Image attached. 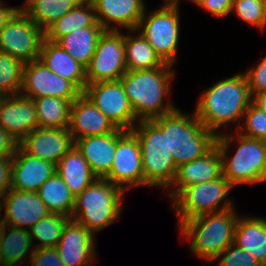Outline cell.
<instances>
[{"instance_id": "6da1fadb", "label": "cell", "mask_w": 266, "mask_h": 266, "mask_svg": "<svg viewBox=\"0 0 266 266\" xmlns=\"http://www.w3.org/2000/svg\"><path fill=\"white\" fill-rule=\"evenodd\" d=\"M252 97L243 72L219 80L201 92L195 107L197 119L216 135L220 128L237 125V130ZM218 131V132H217Z\"/></svg>"}, {"instance_id": "7a4b0ae2", "label": "cell", "mask_w": 266, "mask_h": 266, "mask_svg": "<svg viewBox=\"0 0 266 266\" xmlns=\"http://www.w3.org/2000/svg\"><path fill=\"white\" fill-rule=\"evenodd\" d=\"M174 69L173 65L165 63L150 70H127L120 78L138 120H151L177 108L169 97L171 81L176 76Z\"/></svg>"}, {"instance_id": "3957f363", "label": "cell", "mask_w": 266, "mask_h": 266, "mask_svg": "<svg viewBox=\"0 0 266 266\" xmlns=\"http://www.w3.org/2000/svg\"><path fill=\"white\" fill-rule=\"evenodd\" d=\"M166 134L167 150L176 166L196 160L215 145L217 135L207 129L196 117L180 108L151 119Z\"/></svg>"}, {"instance_id": "277c9868", "label": "cell", "mask_w": 266, "mask_h": 266, "mask_svg": "<svg viewBox=\"0 0 266 266\" xmlns=\"http://www.w3.org/2000/svg\"><path fill=\"white\" fill-rule=\"evenodd\" d=\"M238 218L234 207L188 219L177 226L181 240H190L191 254L202 262L212 264L226 247L234 243Z\"/></svg>"}, {"instance_id": "5b68a950", "label": "cell", "mask_w": 266, "mask_h": 266, "mask_svg": "<svg viewBox=\"0 0 266 266\" xmlns=\"http://www.w3.org/2000/svg\"><path fill=\"white\" fill-rule=\"evenodd\" d=\"M228 133L221 132L216 139L223 176L234 187L262 183L266 173V141L246 137L236 130ZM234 143L237 150L231 155L229 150Z\"/></svg>"}, {"instance_id": "8992f818", "label": "cell", "mask_w": 266, "mask_h": 266, "mask_svg": "<svg viewBox=\"0 0 266 266\" xmlns=\"http://www.w3.org/2000/svg\"><path fill=\"white\" fill-rule=\"evenodd\" d=\"M126 192L105 178H96L75 197L71 219L85 226L94 234L112 225L123 213Z\"/></svg>"}, {"instance_id": "52a82bcc", "label": "cell", "mask_w": 266, "mask_h": 266, "mask_svg": "<svg viewBox=\"0 0 266 266\" xmlns=\"http://www.w3.org/2000/svg\"><path fill=\"white\" fill-rule=\"evenodd\" d=\"M132 131L141 147L145 187L154 186L166 191L177 171L175 161L167 150L166 134L152 120H139Z\"/></svg>"}, {"instance_id": "ba28073f", "label": "cell", "mask_w": 266, "mask_h": 266, "mask_svg": "<svg viewBox=\"0 0 266 266\" xmlns=\"http://www.w3.org/2000/svg\"><path fill=\"white\" fill-rule=\"evenodd\" d=\"M235 188L223 175L219 178L185 187L171 202V209L177 215L178 225L209 213L234 208L228 198Z\"/></svg>"}, {"instance_id": "9c48e42d", "label": "cell", "mask_w": 266, "mask_h": 266, "mask_svg": "<svg viewBox=\"0 0 266 266\" xmlns=\"http://www.w3.org/2000/svg\"><path fill=\"white\" fill-rule=\"evenodd\" d=\"M178 6H160L144 14L136 28L165 63L174 65L178 56L180 36Z\"/></svg>"}, {"instance_id": "30bf717a", "label": "cell", "mask_w": 266, "mask_h": 266, "mask_svg": "<svg viewBox=\"0 0 266 266\" xmlns=\"http://www.w3.org/2000/svg\"><path fill=\"white\" fill-rule=\"evenodd\" d=\"M44 31L28 15L17 9L0 31V51L24 64L38 60Z\"/></svg>"}, {"instance_id": "8fae6325", "label": "cell", "mask_w": 266, "mask_h": 266, "mask_svg": "<svg viewBox=\"0 0 266 266\" xmlns=\"http://www.w3.org/2000/svg\"><path fill=\"white\" fill-rule=\"evenodd\" d=\"M126 72L124 34L122 31L105 30L86 67L87 84L117 81Z\"/></svg>"}, {"instance_id": "7c38bea8", "label": "cell", "mask_w": 266, "mask_h": 266, "mask_svg": "<svg viewBox=\"0 0 266 266\" xmlns=\"http://www.w3.org/2000/svg\"><path fill=\"white\" fill-rule=\"evenodd\" d=\"M83 94L117 129L130 131L139 121L120 80L87 84Z\"/></svg>"}, {"instance_id": "4fadbf2b", "label": "cell", "mask_w": 266, "mask_h": 266, "mask_svg": "<svg viewBox=\"0 0 266 266\" xmlns=\"http://www.w3.org/2000/svg\"><path fill=\"white\" fill-rule=\"evenodd\" d=\"M105 179L125 192L145 186L141 147L138 137L132 130L126 131L117 140L112 166Z\"/></svg>"}, {"instance_id": "5bb4252c", "label": "cell", "mask_w": 266, "mask_h": 266, "mask_svg": "<svg viewBox=\"0 0 266 266\" xmlns=\"http://www.w3.org/2000/svg\"><path fill=\"white\" fill-rule=\"evenodd\" d=\"M20 94L31 99L51 96L74 101L82 92L38 59L25 64Z\"/></svg>"}, {"instance_id": "9a60e30c", "label": "cell", "mask_w": 266, "mask_h": 266, "mask_svg": "<svg viewBox=\"0 0 266 266\" xmlns=\"http://www.w3.org/2000/svg\"><path fill=\"white\" fill-rule=\"evenodd\" d=\"M4 224L30 230L40 219L50 214L36 192L9 189L0 199Z\"/></svg>"}, {"instance_id": "2e32d148", "label": "cell", "mask_w": 266, "mask_h": 266, "mask_svg": "<svg viewBox=\"0 0 266 266\" xmlns=\"http://www.w3.org/2000/svg\"><path fill=\"white\" fill-rule=\"evenodd\" d=\"M96 235L82 224L70 219L55 247L65 266H94Z\"/></svg>"}, {"instance_id": "e0dca14e", "label": "cell", "mask_w": 266, "mask_h": 266, "mask_svg": "<svg viewBox=\"0 0 266 266\" xmlns=\"http://www.w3.org/2000/svg\"><path fill=\"white\" fill-rule=\"evenodd\" d=\"M0 126L20 143L39 127L33 99L22 94L1 96Z\"/></svg>"}, {"instance_id": "ac0fdd59", "label": "cell", "mask_w": 266, "mask_h": 266, "mask_svg": "<svg viewBox=\"0 0 266 266\" xmlns=\"http://www.w3.org/2000/svg\"><path fill=\"white\" fill-rule=\"evenodd\" d=\"M19 146L27 153L56 165L74 146L68 128H40L28 134Z\"/></svg>"}, {"instance_id": "d6986e66", "label": "cell", "mask_w": 266, "mask_h": 266, "mask_svg": "<svg viewBox=\"0 0 266 266\" xmlns=\"http://www.w3.org/2000/svg\"><path fill=\"white\" fill-rule=\"evenodd\" d=\"M223 175L222 158L217 145L196 160L177 167L171 186L165 191L171 201L185 188Z\"/></svg>"}, {"instance_id": "ffe728a7", "label": "cell", "mask_w": 266, "mask_h": 266, "mask_svg": "<svg viewBox=\"0 0 266 266\" xmlns=\"http://www.w3.org/2000/svg\"><path fill=\"white\" fill-rule=\"evenodd\" d=\"M97 22L105 30L136 29L146 6L145 0H91Z\"/></svg>"}, {"instance_id": "44dd1931", "label": "cell", "mask_w": 266, "mask_h": 266, "mask_svg": "<svg viewBox=\"0 0 266 266\" xmlns=\"http://www.w3.org/2000/svg\"><path fill=\"white\" fill-rule=\"evenodd\" d=\"M116 126L82 93L71 104L68 131L73 140L115 133Z\"/></svg>"}, {"instance_id": "7402d4cb", "label": "cell", "mask_w": 266, "mask_h": 266, "mask_svg": "<svg viewBox=\"0 0 266 266\" xmlns=\"http://www.w3.org/2000/svg\"><path fill=\"white\" fill-rule=\"evenodd\" d=\"M56 165L27 154L20 146L12 157L11 188L20 191L37 190L55 173Z\"/></svg>"}, {"instance_id": "603a6c76", "label": "cell", "mask_w": 266, "mask_h": 266, "mask_svg": "<svg viewBox=\"0 0 266 266\" xmlns=\"http://www.w3.org/2000/svg\"><path fill=\"white\" fill-rule=\"evenodd\" d=\"M118 129L115 133L87 136L74 141V146L88 162L97 178H105L111 169L117 140L125 133Z\"/></svg>"}, {"instance_id": "cb8c5ba5", "label": "cell", "mask_w": 266, "mask_h": 266, "mask_svg": "<svg viewBox=\"0 0 266 266\" xmlns=\"http://www.w3.org/2000/svg\"><path fill=\"white\" fill-rule=\"evenodd\" d=\"M39 60L50 71L71 81L83 93L87 85L86 67L72 58L59 44L44 38Z\"/></svg>"}, {"instance_id": "d4e9b609", "label": "cell", "mask_w": 266, "mask_h": 266, "mask_svg": "<svg viewBox=\"0 0 266 266\" xmlns=\"http://www.w3.org/2000/svg\"><path fill=\"white\" fill-rule=\"evenodd\" d=\"M234 244L252 255L262 266H266V218L239 215Z\"/></svg>"}, {"instance_id": "484cf974", "label": "cell", "mask_w": 266, "mask_h": 266, "mask_svg": "<svg viewBox=\"0 0 266 266\" xmlns=\"http://www.w3.org/2000/svg\"><path fill=\"white\" fill-rule=\"evenodd\" d=\"M0 249L2 266H22L23 258L28 262L26 257H31L35 247L29 230L3 224L0 232Z\"/></svg>"}, {"instance_id": "4316f807", "label": "cell", "mask_w": 266, "mask_h": 266, "mask_svg": "<svg viewBox=\"0 0 266 266\" xmlns=\"http://www.w3.org/2000/svg\"><path fill=\"white\" fill-rule=\"evenodd\" d=\"M55 171L75 197L97 178L75 146L56 164Z\"/></svg>"}, {"instance_id": "83f0119b", "label": "cell", "mask_w": 266, "mask_h": 266, "mask_svg": "<svg viewBox=\"0 0 266 266\" xmlns=\"http://www.w3.org/2000/svg\"><path fill=\"white\" fill-rule=\"evenodd\" d=\"M86 27H102L96 18L91 0H83L74 9L54 22L45 31V39L57 42L74 30Z\"/></svg>"}, {"instance_id": "f1b7e54d", "label": "cell", "mask_w": 266, "mask_h": 266, "mask_svg": "<svg viewBox=\"0 0 266 266\" xmlns=\"http://www.w3.org/2000/svg\"><path fill=\"white\" fill-rule=\"evenodd\" d=\"M129 33L124 34L127 70H150L165 64L139 31L133 29Z\"/></svg>"}, {"instance_id": "f546056e", "label": "cell", "mask_w": 266, "mask_h": 266, "mask_svg": "<svg viewBox=\"0 0 266 266\" xmlns=\"http://www.w3.org/2000/svg\"><path fill=\"white\" fill-rule=\"evenodd\" d=\"M104 31L103 27L79 28L61 37L56 43L72 58L87 67Z\"/></svg>"}, {"instance_id": "4dcf8cb0", "label": "cell", "mask_w": 266, "mask_h": 266, "mask_svg": "<svg viewBox=\"0 0 266 266\" xmlns=\"http://www.w3.org/2000/svg\"><path fill=\"white\" fill-rule=\"evenodd\" d=\"M83 0H26L18 7L45 31L54 22L74 9Z\"/></svg>"}, {"instance_id": "1f68e13d", "label": "cell", "mask_w": 266, "mask_h": 266, "mask_svg": "<svg viewBox=\"0 0 266 266\" xmlns=\"http://www.w3.org/2000/svg\"><path fill=\"white\" fill-rule=\"evenodd\" d=\"M36 193L46 204L50 213L72 216L75 207V196L56 171Z\"/></svg>"}, {"instance_id": "d6a6232c", "label": "cell", "mask_w": 266, "mask_h": 266, "mask_svg": "<svg viewBox=\"0 0 266 266\" xmlns=\"http://www.w3.org/2000/svg\"><path fill=\"white\" fill-rule=\"evenodd\" d=\"M33 102L40 128H68L73 101L45 96L35 98Z\"/></svg>"}, {"instance_id": "836d02e7", "label": "cell", "mask_w": 266, "mask_h": 266, "mask_svg": "<svg viewBox=\"0 0 266 266\" xmlns=\"http://www.w3.org/2000/svg\"><path fill=\"white\" fill-rule=\"evenodd\" d=\"M71 217L50 213L48 216L37 221L30 228V236L35 249L54 248L62 236L63 230Z\"/></svg>"}, {"instance_id": "e575fe53", "label": "cell", "mask_w": 266, "mask_h": 266, "mask_svg": "<svg viewBox=\"0 0 266 266\" xmlns=\"http://www.w3.org/2000/svg\"><path fill=\"white\" fill-rule=\"evenodd\" d=\"M25 64L0 51V96L20 94Z\"/></svg>"}, {"instance_id": "d590c367", "label": "cell", "mask_w": 266, "mask_h": 266, "mask_svg": "<svg viewBox=\"0 0 266 266\" xmlns=\"http://www.w3.org/2000/svg\"><path fill=\"white\" fill-rule=\"evenodd\" d=\"M231 12L258 30L266 28V0H233Z\"/></svg>"}, {"instance_id": "8d00e7d4", "label": "cell", "mask_w": 266, "mask_h": 266, "mask_svg": "<svg viewBox=\"0 0 266 266\" xmlns=\"http://www.w3.org/2000/svg\"><path fill=\"white\" fill-rule=\"evenodd\" d=\"M241 123L243 124H240L236 130L238 133L249 138L266 141V112L252 102L245 111Z\"/></svg>"}, {"instance_id": "74e56055", "label": "cell", "mask_w": 266, "mask_h": 266, "mask_svg": "<svg viewBox=\"0 0 266 266\" xmlns=\"http://www.w3.org/2000/svg\"><path fill=\"white\" fill-rule=\"evenodd\" d=\"M214 261L218 262L215 266H262L252 255L234 243L226 247Z\"/></svg>"}, {"instance_id": "f35d334b", "label": "cell", "mask_w": 266, "mask_h": 266, "mask_svg": "<svg viewBox=\"0 0 266 266\" xmlns=\"http://www.w3.org/2000/svg\"><path fill=\"white\" fill-rule=\"evenodd\" d=\"M243 74L246 77L251 97L266 91V56L247 71H244Z\"/></svg>"}, {"instance_id": "ab89813d", "label": "cell", "mask_w": 266, "mask_h": 266, "mask_svg": "<svg viewBox=\"0 0 266 266\" xmlns=\"http://www.w3.org/2000/svg\"><path fill=\"white\" fill-rule=\"evenodd\" d=\"M28 260L27 266H65L55 247L35 249Z\"/></svg>"}, {"instance_id": "60d3db41", "label": "cell", "mask_w": 266, "mask_h": 266, "mask_svg": "<svg viewBox=\"0 0 266 266\" xmlns=\"http://www.w3.org/2000/svg\"><path fill=\"white\" fill-rule=\"evenodd\" d=\"M233 0H204L200 9H204L216 18H226L232 14Z\"/></svg>"}, {"instance_id": "b9f144b4", "label": "cell", "mask_w": 266, "mask_h": 266, "mask_svg": "<svg viewBox=\"0 0 266 266\" xmlns=\"http://www.w3.org/2000/svg\"><path fill=\"white\" fill-rule=\"evenodd\" d=\"M12 157L0 158V199L11 189Z\"/></svg>"}, {"instance_id": "7bdbcfd3", "label": "cell", "mask_w": 266, "mask_h": 266, "mask_svg": "<svg viewBox=\"0 0 266 266\" xmlns=\"http://www.w3.org/2000/svg\"><path fill=\"white\" fill-rule=\"evenodd\" d=\"M19 143L0 126V158L13 157Z\"/></svg>"}, {"instance_id": "ee69618b", "label": "cell", "mask_w": 266, "mask_h": 266, "mask_svg": "<svg viewBox=\"0 0 266 266\" xmlns=\"http://www.w3.org/2000/svg\"><path fill=\"white\" fill-rule=\"evenodd\" d=\"M4 1L0 0V31L5 26L7 20L13 15L18 7L4 6Z\"/></svg>"}, {"instance_id": "f6af8a7d", "label": "cell", "mask_w": 266, "mask_h": 266, "mask_svg": "<svg viewBox=\"0 0 266 266\" xmlns=\"http://www.w3.org/2000/svg\"><path fill=\"white\" fill-rule=\"evenodd\" d=\"M255 106H257L259 109L266 112V91L257 93L252 96L251 101Z\"/></svg>"}, {"instance_id": "bcb514c9", "label": "cell", "mask_w": 266, "mask_h": 266, "mask_svg": "<svg viewBox=\"0 0 266 266\" xmlns=\"http://www.w3.org/2000/svg\"><path fill=\"white\" fill-rule=\"evenodd\" d=\"M163 1L164 4L162 3V6H178L180 8L179 6L180 0H163Z\"/></svg>"}, {"instance_id": "7dc6e473", "label": "cell", "mask_w": 266, "mask_h": 266, "mask_svg": "<svg viewBox=\"0 0 266 266\" xmlns=\"http://www.w3.org/2000/svg\"><path fill=\"white\" fill-rule=\"evenodd\" d=\"M190 2H192L193 4H195V6L200 7L202 5V3L204 2V0H189Z\"/></svg>"}, {"instance_id": "c3c4849f", "label": "cell", "mask_w": 266, "mask_h": 266, "mask_svg": "<svg viewBox=\"0 0 266 266\" xmlns=\"http://www.w3.org/2000/svg\"><path fill=\"white\" fill-rule=\"evenodd\" d=\"M2 209H1V206H0V232H1V229H2V226H3V224H4V222H3V217H2Z\"/></svg>"}, {"instance_id": "681fc988", "label": "cell", "mask_w": 266, "mask_h": 266, "mask_svg": "<svg viewBox=\"0 0 266 266\" xmlns=\"http://www.w3.org/2000/svg\"><path fill=\"white\" fill-rule=\"evenodd\" d=\"M265 182H266V173H265V176H264V178H263L262 183H265Z\"/></svg>"}, {"instance_id": "f907efd6", "label": "cell", "mask_w": 266, "mask_h": 266, "mask_svg": "<svg viewBox=\"0 0 266 266\" xmlns=\"http://www.w3.org/2000/svg\"><path fill=\"white\" fill-rule=\"evenodd\" d=\"M0 266H2V265H1V249H0Z\"/></svg>"}]
</instances>
